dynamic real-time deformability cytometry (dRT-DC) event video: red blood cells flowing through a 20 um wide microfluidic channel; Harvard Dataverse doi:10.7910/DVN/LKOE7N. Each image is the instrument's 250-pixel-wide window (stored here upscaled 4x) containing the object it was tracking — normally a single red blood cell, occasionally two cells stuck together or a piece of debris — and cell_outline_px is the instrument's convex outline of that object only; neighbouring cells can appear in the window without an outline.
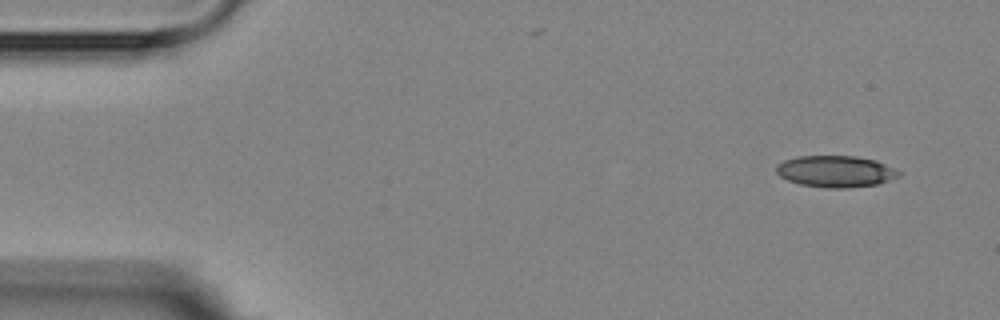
{"species": "Egyptian fruit bat (a non-hibernating species)", "species_latin": "Rousettus aegyptiacus", "temperature_condition": "room temperature", "stored_images_in_passage": 9, "camera_frame_rate_fps": 3000, "um_per_image_px": 0.085, "animal": {"sex": "female"}, "frame": {"image": 1, "passage_image": 1, "time_ms": 0.0, "image_size_px": [1000, 320], "cell_outline_px": [[900, 176], [880, 184], [848, 188], [824, 188], [800, 184], [788, 180], [780, 176], [776, 172], [776, 164], [784, 160], [796, 156], [856, 156], [876, 160], [900, 172]], "centroid_in_image_um": [71.01, 14.57], "position_along_channel_um": 14.0, "area_um2": 22.66}}
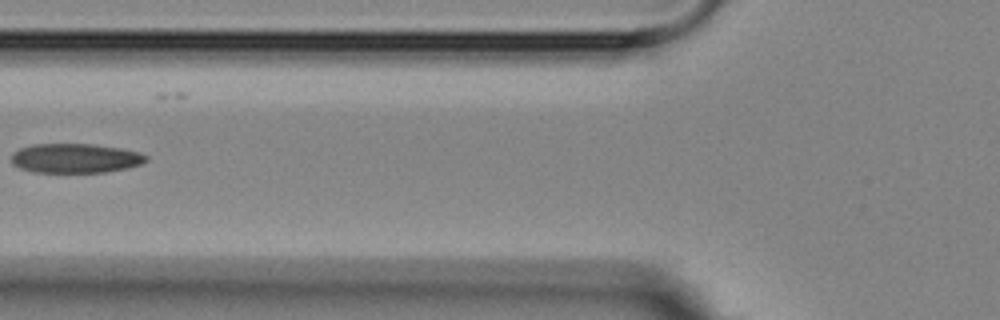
{"frame": {"image": 2, "passage_image": 6, "time_ms": 5.667, "image_size_px": [1000, 320], "cell_outline_px": [[148, 160], [144, 164], [128, 168], [104, 172], [32, 172], [20, 168], [12, 164], [12, 152], [20, 148], [32, 144], [92, 144], [120, 148], [140, 152], [148, 156]], "centroid_in_image_um": [6.43, 13.45], "position_along_channel_um": 119.4, "area_um2": 23.29}}
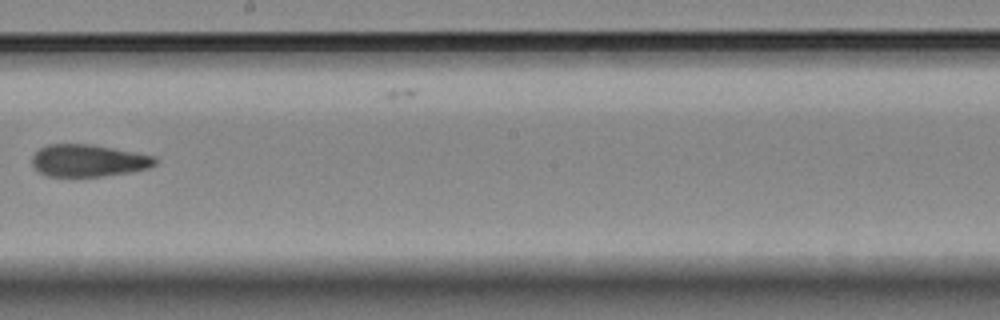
{"frame": {"image": 3, "passage_image": 9, "time_ms": 9.0, "image_size_px": [1000, 320], "cell_outline_px": [[156, 164], [148, 168], [132, 172], [100, 176], [48, 176], [40, 172], [32, 164], [32, 156], [40, 148], [48, 144], [92, 144], [136, 152], [156, 156]], "centroid_in_image_um": [7.53, 13.64], "position_along_channel_um": 240.7, "area_um2": 23.06}}